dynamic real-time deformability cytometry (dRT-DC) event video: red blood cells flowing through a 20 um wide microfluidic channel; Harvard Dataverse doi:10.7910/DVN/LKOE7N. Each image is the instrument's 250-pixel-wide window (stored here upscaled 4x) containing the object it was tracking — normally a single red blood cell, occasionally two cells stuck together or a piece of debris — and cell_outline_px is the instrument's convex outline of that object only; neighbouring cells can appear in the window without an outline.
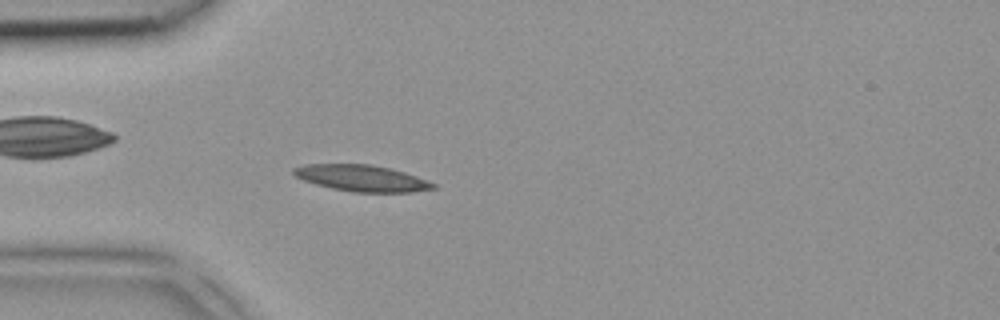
{"species": "common noctule bat (a hibernating species)", "species_latin": "Nyctalus noctula", "temperature_condition": "room temperature", "stored_images_in_passage": 3, "camera_frame_rate_fps": 3000, "um_per_image_px": 0.085, "animal": {"sex": "female", "body_mass_g": 18.4}, "frame": {"image": 1, "passage_image": 3, "time_ms": 0.667, "image_size_px": [1000, 320], "cell_outline_px": [[436, 188], [412, 192], [352, 192], [332, 188], [316, 184], [304, 180], [296, 176], [292, 172], [292, 168], [304, 164], [372, 164], [404, 172], [428, 180], [436, 184]], "centroid_in_image_um": [30.75, 15.14], "position_along_channel_um": 54.3, "area_um2": 21.39}}